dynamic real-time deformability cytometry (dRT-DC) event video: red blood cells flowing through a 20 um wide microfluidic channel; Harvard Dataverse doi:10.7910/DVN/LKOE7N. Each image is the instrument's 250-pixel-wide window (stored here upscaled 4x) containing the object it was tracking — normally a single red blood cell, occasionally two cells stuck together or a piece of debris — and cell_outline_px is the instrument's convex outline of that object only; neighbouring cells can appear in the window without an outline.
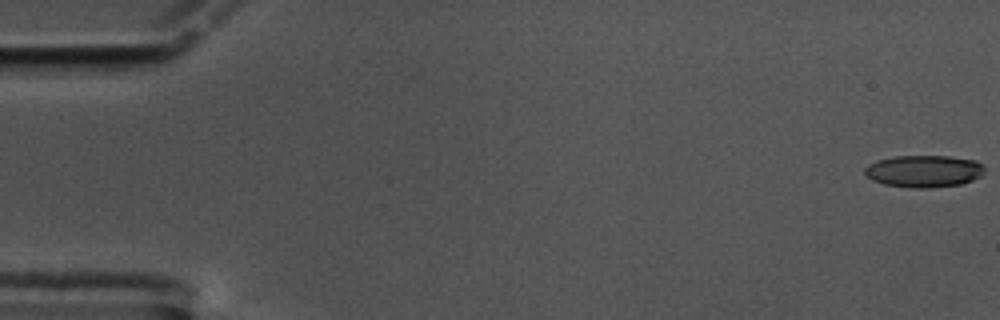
{"species": "common noctule bat (a hibernating species)", "species_latin": "Nyctalus noctula", "temperature_condition": "cold", "stored_images_in_passage": 60, "camera_frame_rate_fps": 3000, "um_per_image_px": 0.085, "animal": {"sex": "male", "body_mass_g": 17.5, "forearm_length_mm": 52.3}, "frame": {"image": 1, "passage_image": 1, "time_ms": 0.0, "image_size_px": [1000, 320], "cell_outline_px": [[984, 172], [980, 176], [972, 180], [960, 184], [932, 188], [912, 188], [884, 184], [872, 180], [864, 172], [864, 168], [868, 164], [876, 160], [896, 156], [948, 156], [976, 160], [984, 164]], "centroid_in_image_um": [78.54, 14.55], "position_along_channel_um": 6.5, "area_um2": 22.54}}
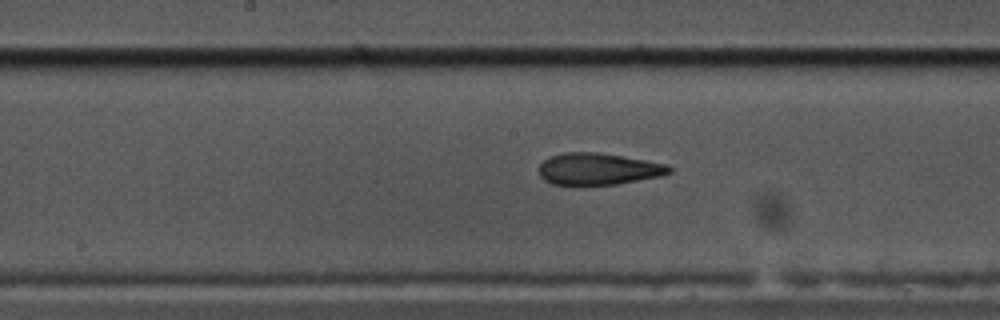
{"frame": {"image": 2, "passage_image": 31, "time_ms": 10.0, "image_size_px": [1000, 320], "cell_outline_px": [[672, 172], [664, 176], [616, 184], [552, 184], [544, 180], [540, 176], [540, 164], [548, 156], [564, 152], [596, 152], [624, 156], [668, 164], [672, 168]], "centroid_in_image_um": [50.89, 14.35], "position_along_channel_um": 197.3, "area_um2": 24.22}}
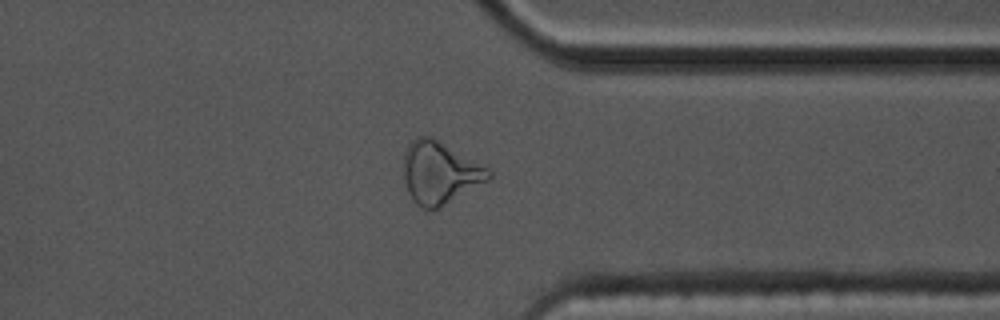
{"frame": {"image": 3, "passage_image": 47, "time_ms": 15.333, "image_size_px": [1000, 320], "cell_outline_px": [[492, 176], [488, 180], [440, 208], [432, 212], [420, 208], [412, 200], [408, 192], [404, 180], [404, 152], [408, 144], [416, 136], [432, 136], [488, 168], [492, 172]], "centroid_in_image_um": [37.35, 14.7], "position_along_channel_um": 374.0, "area_um2": 31.1}, "authors_computed_cell_mechanics": {"area_um2": 24.4783, "velocity_mm_per_s": 3.3726, "shape_relaxation_time_tau1_ms": null, "shape_relaxation_time_tau2_ms": 4.2354, "deformation_change_tau1": null, "deformation_change_tau2": 0.1451}}